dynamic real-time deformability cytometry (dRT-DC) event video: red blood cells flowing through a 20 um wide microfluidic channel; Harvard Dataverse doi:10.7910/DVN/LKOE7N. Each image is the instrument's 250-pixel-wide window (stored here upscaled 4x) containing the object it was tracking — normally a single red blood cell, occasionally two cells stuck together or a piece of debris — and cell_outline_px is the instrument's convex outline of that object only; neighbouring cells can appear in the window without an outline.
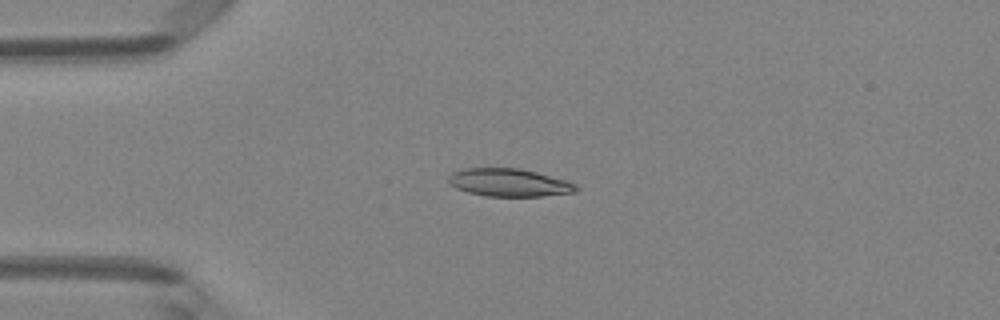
{"species": "Egyptian fruit bat (a non-hibernating species)", "species_latin": "Rousettus aegyptiacus", "temperature_condition": "room temperature", "stored_images_in_passage": 2, "camera_frame_rate_fps": 3000, "um_per_image_px": 0.085, "animal": {"sex": "female"}, "frame": {"image": 1, "passage_image": 1, "time_ms": 0.0, "image_size_px": [1000, 320], "cell_outline_px": [[580, 188], [576, 192], [540, 196], [484, 196], [468, 192], [456, 188], [448, 184], [448, 176], [452, 172], [460, 168], [520, 168], [568, 180], [576, 184]], "centroid_in_image_um": [43.26, 15.51], "position_along_channel_um": 41.7, "area_um2": 20.98}}